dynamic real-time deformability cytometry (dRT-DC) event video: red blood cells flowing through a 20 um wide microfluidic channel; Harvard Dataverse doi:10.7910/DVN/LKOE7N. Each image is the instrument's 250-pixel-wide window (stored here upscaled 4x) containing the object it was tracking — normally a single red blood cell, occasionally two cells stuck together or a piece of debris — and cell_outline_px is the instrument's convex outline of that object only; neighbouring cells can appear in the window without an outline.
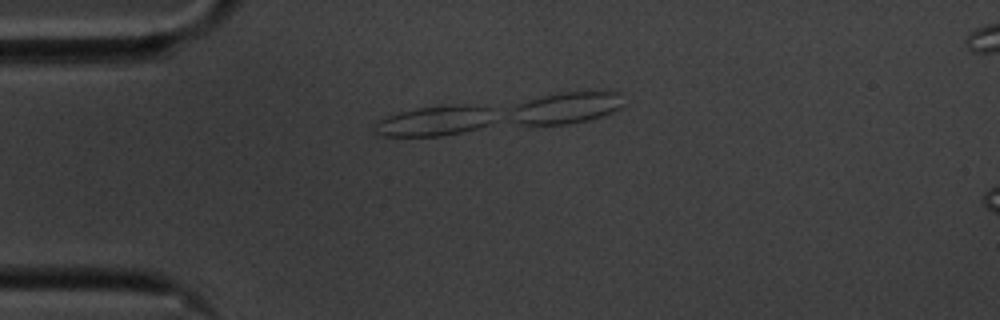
{"species": "common noctule bat (a hibernating species)", "species_latin": "Nyctalus noctula", "temperature_condition": "cold", "stored_images_in_passage": 18, "segment_of_instrument_passage": [1, 2], "camera_frame_rate_fps": 3000, "um_per_image_px": 0.085, "animal": {"sex": "male", "body_mass_g": 20.1, "forearm_length_mm": 53.5}, "frame": {"image": 1, "passage_image": 12, "time_ms": 3.667, "image_size_px": [1000, 320], "cell_outline_px": [[496, 120], [488, 124], [476, 128], [460, 132], [440, 136], [384, 136], [376, 132], [376, 124], [380, 120], [388, 116], [400, 112], [416, 108], [456, 104], [464, 104], [488, 108]], "centroid_in_image_um": [36.97, 10.27], "position_along_channel_um": 48.0, "area_um2": 20.58}}
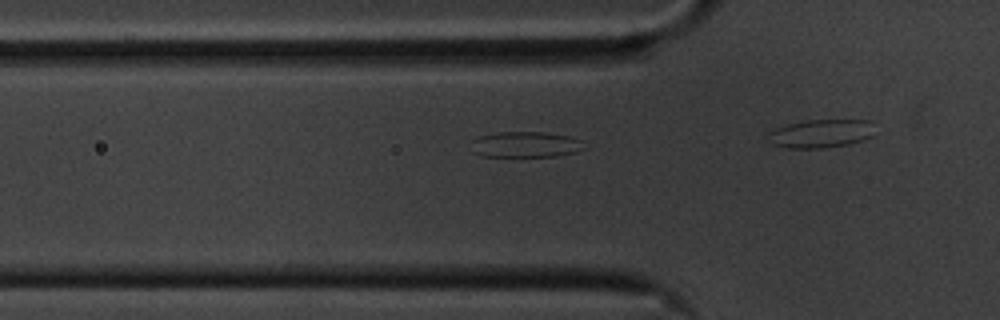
{"frame": {"image": 2, "passage_image": 16, "time_ms": 5.0, "image_size_px": [1000, 320], "cell_outline_px": [[588, 148], [576, 152], [556, 156], [484, 156], [472, 152], [472, 140], [480, 136], [500, 132], [548, 132], [568, 136], [580, 140]], "centroid_in_image_um": [44.71, 12.28], "position_along_channel_um": 81.1, "area_um2": 16.99}}